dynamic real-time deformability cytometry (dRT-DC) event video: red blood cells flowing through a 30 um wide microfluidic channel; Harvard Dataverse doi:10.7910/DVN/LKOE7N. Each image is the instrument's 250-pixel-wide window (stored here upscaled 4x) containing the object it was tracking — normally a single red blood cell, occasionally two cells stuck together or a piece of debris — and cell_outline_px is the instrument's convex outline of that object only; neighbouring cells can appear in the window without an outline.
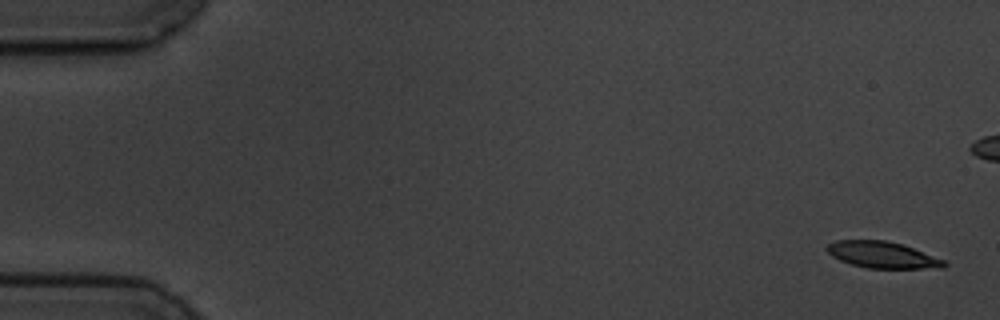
{"species": "common noctule bat (a hibernating species)", "species_latin": "Nyctalus noctula", "temperature_condition": "cold", "stored_images_in_passage": 6, "camera_frame_rate_fps": 3000, "um_per_image_px": 0.085, "animal": {"sex": "male", "body_mass_g": 19.5, "forearm_length_mm": 54.6}, "frame": {"image": 1, "passage_image": 1, "time_ms": 0.0, "image_size_px": [1000, 320], "cell_outline_px": [[948, 264], [944, 268], [868, 268], [852, 264], [840, 260], [832, 256], [824, 248], [828, 244], [836, 240], [884, 240], [900, 244], [912, 248], [944, 260]], "centroid_in_image_um": [74.98, 21.66], "position_along_channel_um": 10.0, "area_um2": 17.86}}
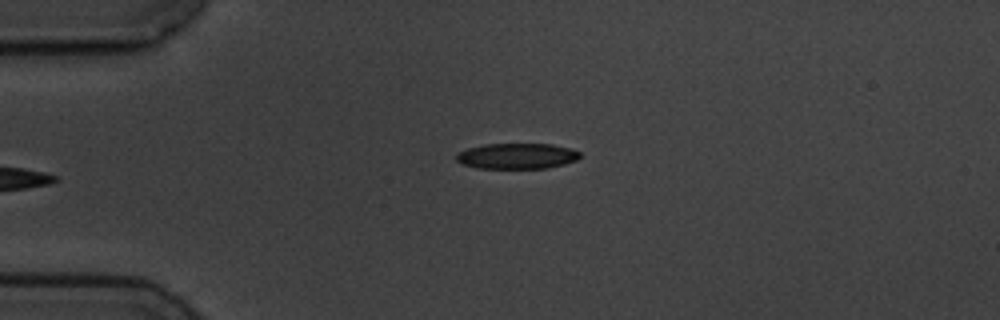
{"frame": {"image": 2, "passage_image": 6, "time_ms": 6.0, "image_size_px": [1000, 320], "cell_outline_px": [[580, 156], [576, 160], [564, 164], [544, 168], [480, 168], [464, 164], [456, 160], [456, 156], [460, 152], [468, 148], [484, 144], [552, 144], [568, 148], [580, 152]], "centroid_in_image_um": [43.95, 13.26], "position_along_channel_um": 41.1, "area_um2": 18.21}}